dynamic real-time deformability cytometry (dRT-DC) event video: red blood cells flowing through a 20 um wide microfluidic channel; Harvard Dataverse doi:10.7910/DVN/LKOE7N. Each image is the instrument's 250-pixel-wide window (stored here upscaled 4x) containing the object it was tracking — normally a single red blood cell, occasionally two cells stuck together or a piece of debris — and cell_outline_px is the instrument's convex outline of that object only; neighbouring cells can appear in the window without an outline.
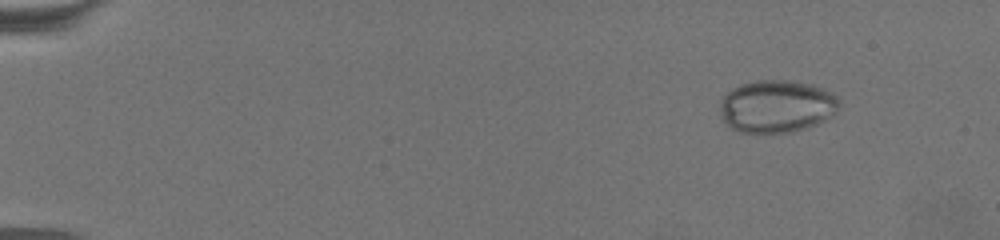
{"species": "common noctule bat (a hibernating species)", "species_latin": "Nyctalus noctula", "temperature_condition": "warm", "stored_images_in_passage": 69, "camera_frame_rate_fps": 3000, "um_per_image_px": 0.085, "animal": {"sex": "female", "body_mass_g": 19.5, "forearm_length_mm": 54.1}, "frame": {"image": 1, "passage_image": 9, "time_ms": 2.667, "image_size_px": [1000, 240], "cell_outline_px": [[840, 104], [836, 112], [832, 116], [816, 124], [792, 132], [736, 132], [724, 120], [720, 112], [720, 100], [732, 88], [740, 84], [756, 80], [792, 80], [812, 84], [832, 92], [840, 100]], "centroid_in_image_um": [66.03, 9.02], "position_along_channel_um": 19.0, "area_um2": 36.65}}
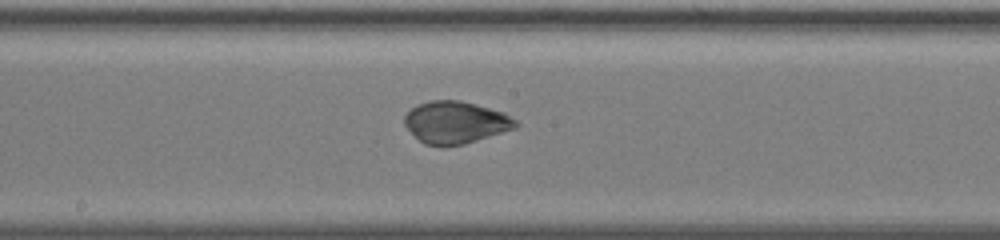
{"frame": {"image": 2, "passage_image": 40, "time_ms": 13.0, "image_size_px": [1000, 240], "cell_outline_px": [[520, 124], [516, 128], [464, 144], [444, 148], [424, 144], [404, 124], [404, 116], [416, 104], [432, 100], [460, 100], [476, 104], [504, 112], [516, 120]], "centroid_in_image_um": [38.73, 10.41], "position_along_channel_um": 209.5, "area_um2": 27.51}}
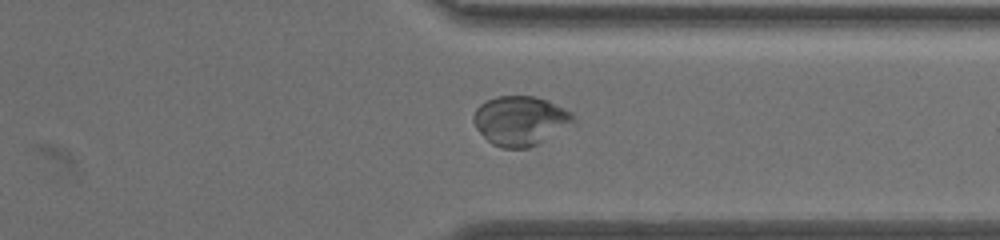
{"frame": {"image": 3, "passage_image": 55, "time_ms": 18.0, "image_size_px": [1000, 240], "cell_outline_px": [[576, 124], [528, 148], [504, 148], [492, 144], [476, 128], [472, 120], [472, 116], [476, 108], [480, 104], [496, 96], [536, 96], [548, 100], [572, 112], [576, 116]], "centroid_in_image_um": [44.26, 10.25], "position_along_channel_um": 367.1, "area_um2": 29.02}}